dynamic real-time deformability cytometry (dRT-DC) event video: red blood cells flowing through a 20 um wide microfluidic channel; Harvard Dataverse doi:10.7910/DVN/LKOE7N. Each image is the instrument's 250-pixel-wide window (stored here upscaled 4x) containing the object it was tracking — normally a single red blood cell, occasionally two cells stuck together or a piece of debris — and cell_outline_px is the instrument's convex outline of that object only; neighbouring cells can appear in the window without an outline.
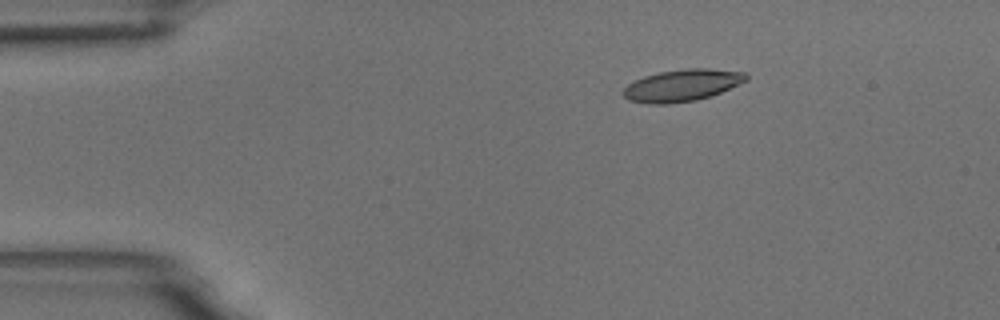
{"species": "common noctule bat (a hibernating species)", "species_latin": "Nyctalus noctula", "temperature_condition": "room temperature", "stored_images_in_passage": 47, "camera_frame_rate_fps": 3000, "um_per_image_px": 0.085, "animal": {"sex": "male", "body_mass_g": 18.8}, "frame": {"image": 1, "passage_image": 1, "time_ms": 0.0, "image_size_px": [1000, 320], "cell_outline_px": [[748, 80], [720, 92], [696, 100], [668, 104], [648, 104], [628, 100], [620, 92], [628, 84], [644, 76], [660, 72], [688, 68], [708, 68], [744, 72], [748, 76]], "centroid_in_image_um": [57.95, 7.26], "position_along_channel_um": 27.1, "area_um2": 22.77}}
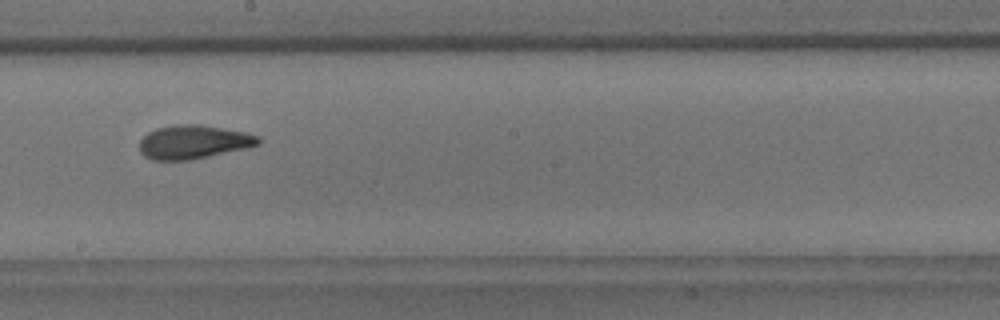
{"frame": {"image": 2, "passage_image": 23, "time_ms": 7.333, "image_size_px": [1000, 320], "cell_outline_px": [[260, 144], [244, 148], [188, 160], [152, 160], [144, 156], [140, 152], [140, 140], [148, 132], [156, 128], [172, 124], [200, 124], [244, 132], [260, 136]], "centroid_in_image_um": [16.4, 12.05], "position_along_channel_um": 231.8, "area_um2": 23.18}}
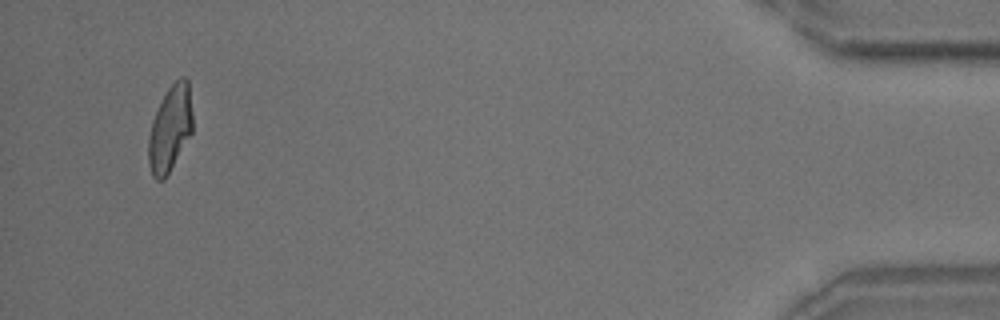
{"frame": {"image": 3, "passage_image": 45, "time_ms": 14.667, "image_size_px": [1000, 320], "cell_outline_px": [[192, 132], [164, 180], [156, 180], [152, 176], [148, 164], [148, 136], [152, 120], [168, 88], [180, 76], [184, 76], [188, 80], [192, 112]], "centroid_in_image_um": [14.45, 10.94], "position_along_channel_um": 420.8, "area_um2": 21.96}, "authors_computed_cell_mechanics": {"area_um2": 22.6576, "velocity_mm_per_s": 3.6285, "shape_relaxation_time_tau1_ms": 6.5531, "shape_relaxation_time_tau2_ms": 2.824, "deformation_change_tau1": 0.2046, "deformation_change_tau2": 0.1}}